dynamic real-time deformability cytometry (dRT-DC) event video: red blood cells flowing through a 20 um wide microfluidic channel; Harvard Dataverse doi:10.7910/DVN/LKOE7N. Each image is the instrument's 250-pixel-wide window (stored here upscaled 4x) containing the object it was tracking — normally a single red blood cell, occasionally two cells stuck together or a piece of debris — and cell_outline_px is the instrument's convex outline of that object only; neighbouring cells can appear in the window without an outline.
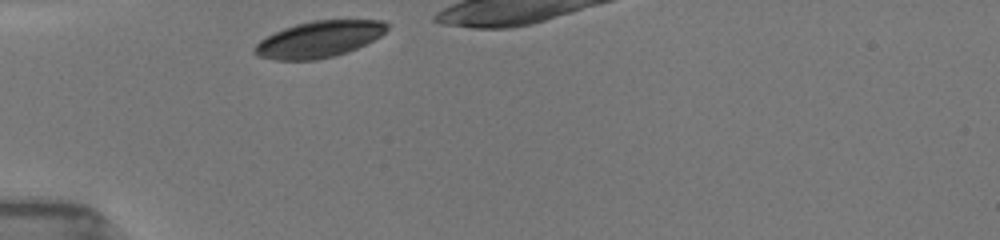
{"species": "common noctule bat (a hibernating species)", "species_latin": "Nyctalus noctula", "temperature_condition": "room temperature", "stored_images_in_passage": 17, "camera_frame_rate_fps": 3000, "um_per_image_px": 0.085, "animal": {"sex": "female", "body_mass_g": 19.5, "forearm_length_mm": 54.1}, "frame": {"image": 1, "passage_image": 1, "time_ms": 0.0, "image_size_px": [1000, 240], "cell_outline_px": [[388, 28], [380, 36], [348, 52], [316, 60], [276, 60], [256, 56], [252, 52], [256, 44], [260, 40], [284, 28], [296, 24], [312, 20], [384, 20], [388, 24]], "centroid_in_image_um": [27.1, 3.34], "position_along_channel_um": 57.9, "area_um2": 27.92}}
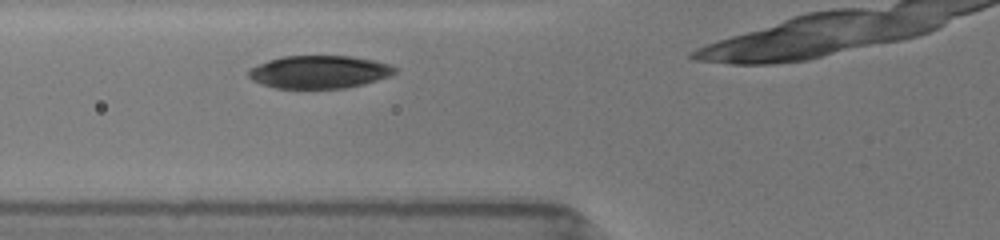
{"frame": {"image": 2, "passage_image": 6, "time_ms": 1.333, "image_size_px": [1000, 240], "cell_outline_px": [[396, 72], [392, 76], [364, 84], [344, 88], [276, 88], [260, 84], [252, 80], [248, 76], [248, 68], [268, 60], [284, 56], [352, 56], [376, 60], [388, 64], [396, 68]], "centroid_in_image_um": [27.14, 6.11], "position_along_channel_um": 98.7, "area_um2": 28.21}}
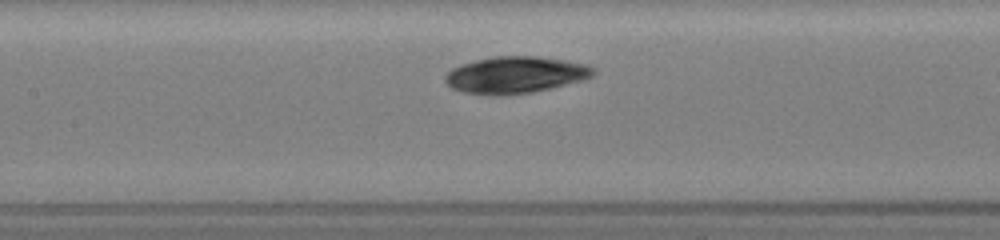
{"frame": {"image": 3, "passage_image": 14, "time_ms": 3.0, "image_size_px": [1000, 240], "cell_outline_px": [[596, 72], [592, 76], [584, 80], [532, 92], [500, 96], [488, 96], [460, 92], [452, 88], [444, 80], [444, 76], [452, 68], [460, 64], [492, 56], [536, 56], [564, 60], [588, 64], [596, 68]], "centroid_in_image_um": [43.79, 6.37], "position_along_channel_um": 163.6, "area_um2": 32.14}}